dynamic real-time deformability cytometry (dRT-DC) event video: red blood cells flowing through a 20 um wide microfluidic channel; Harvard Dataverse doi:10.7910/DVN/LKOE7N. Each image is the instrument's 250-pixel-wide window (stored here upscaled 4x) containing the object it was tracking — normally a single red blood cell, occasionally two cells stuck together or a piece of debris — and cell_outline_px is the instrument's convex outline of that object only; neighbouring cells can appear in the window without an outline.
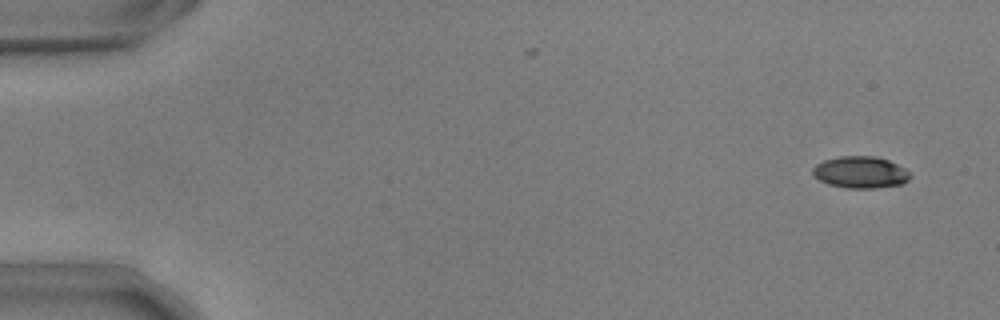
{"species": "common noctule bat (a hibernating species)", "species_latin": "Nyctalus noctula", "temperature_condition": "warm", "stored_images_in_passage": 51, "camera_frame_rate_fps": 3000, "um_per_image_px": 0.085, "animal": {"sex": "male", "body_mass_g": 17.9, "forearm_length_mm": 54.2}, "frame": {"image": 1, "passage_image": 1, "time_ms": 0.0, "image_size_px": [1000, 320], "cell_outline_px": [[912, 176], [908, 180], [900, 184], [876, 188], [844, 188], [828, 184], [812, 176], [812, 168], [816, 164], [824, 160], [840, 156], [876, 156], [888, 160], [912, 172]], "centroid_in_image_um": [73.13, 14.64], "position_along_channel_um": 11.9, "area_um2": 18.21}}
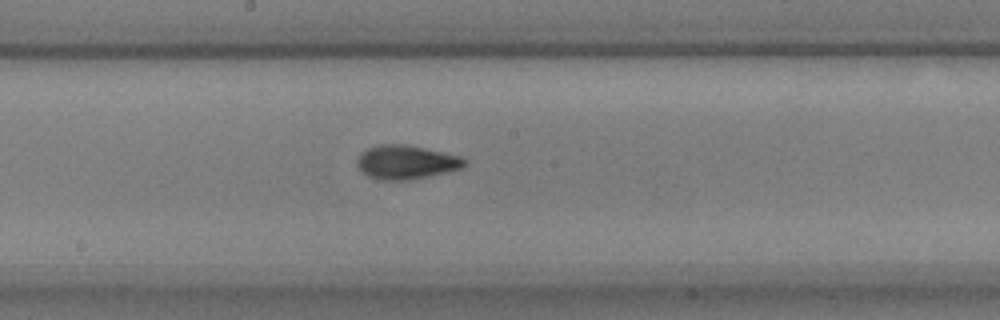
{"frame": {"image": 2, "passage_image": 28, "time_ms": 9.0, "image_size_px": [1000, 320], "cell_outline_px": [[468, 164], [460, 168], [428, 176], [404, 180], [380, 180], [368, 176], [356, 164], [356, 160], [360, 152], [368, 148], [380, 144], [404, 144], [424, 148], [460, 156], [468, 160]], "centroid_in_image_um": [34.5, 13.77], "position_along_channel_um": 213.7, "area_um2": 21.04}}
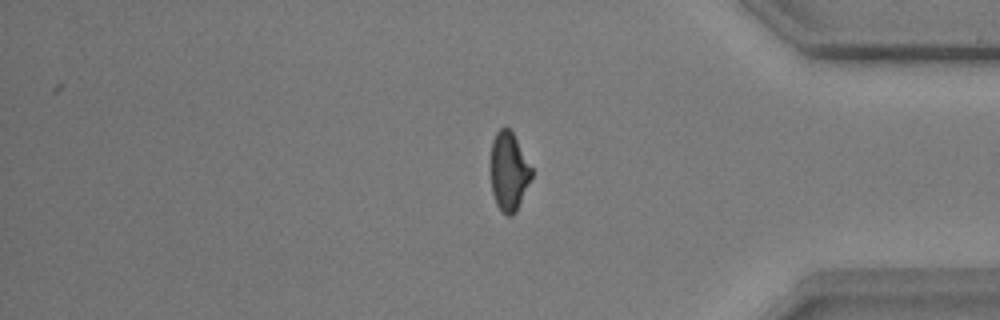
{"frame": {"image": 3, "passage_image": 44, "time_ms": 14.333, "image_size_px": [1000, 320], "cell_outline_px": [[532, 176], [516, 212], [512, 216], [508, 216], [496, 204], [492, 192], [488, 164], [492, 140], [496, 132], [504, 124], [512, 132], [532, 168]], "centroid_in_image_um": [43.2, 14.54], "position_along_channel_um": 392.0, "area_um2": 19.13}}